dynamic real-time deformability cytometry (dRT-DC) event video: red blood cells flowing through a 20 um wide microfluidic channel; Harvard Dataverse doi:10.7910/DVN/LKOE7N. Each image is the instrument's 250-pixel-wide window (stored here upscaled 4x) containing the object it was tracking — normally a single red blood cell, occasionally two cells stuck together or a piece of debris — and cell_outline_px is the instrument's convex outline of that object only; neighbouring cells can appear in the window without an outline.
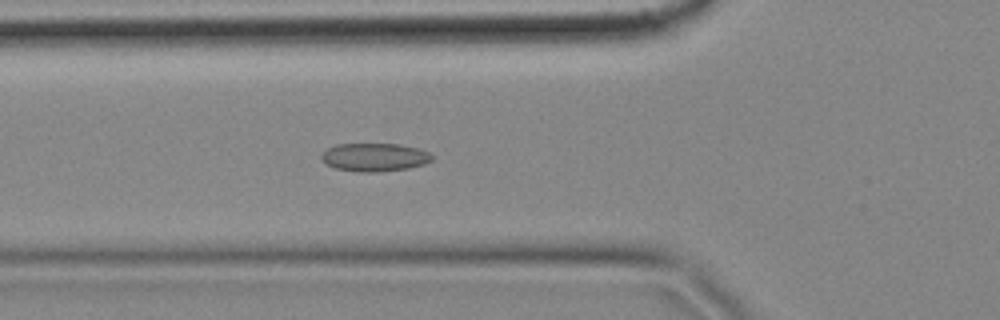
{"species": "common noctule bat (a hibernating species)", "species_latin": "Nyctalus noctula", "temperature_condition": "cold", "stored_images_in_passage": 42, "camera_frame_rate_fps": 3000, "um_per_image_px": 0.085, "animal": {"sex": "female", "body_mass_g": 18.4}, "frame": {"image": 1, "passage_image": 9, "time_ms": 2.667, "image_size_px": [1000, 320], "cell_outline_px": [[432, 160], [424, 164], [408, 168], [376, 172], [360, 172], [336, 168], [328, 164], [320, 156], [328, 148], [336, 144], [400, 144], [416, 148], [428, 152], [432, 156]], "centroid_in_image_um": [31.85, 13.36], "position_along_channel_um": 94.0, "area_um2": 17.92}}
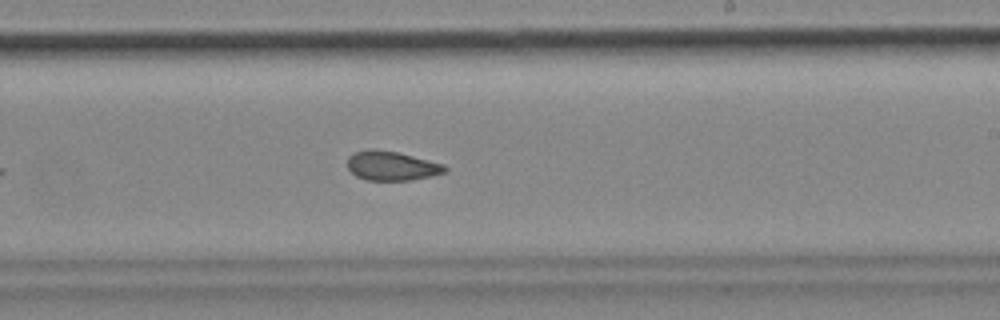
{"frame": {"image": 2, "passage_image": 23, "time_ms": 7.333, "image_size_px": [1000, 320], "cell_outline_px": [[448, 168], [444, 172], [432, 176], [412, 180], [368, 180], [356, 176], [348, 168], [348, 156], [352, 152], [368, 148], [372, 148], [400, 152], [444, 164]], "centroid_in_image_um": [33.28, 14.07], "position_along_channel_um": 255.7, "area_um2": 16.88}}
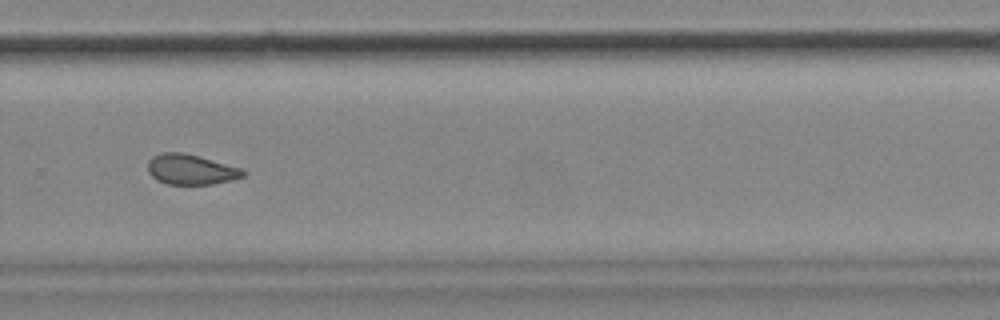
{"frame": {"image": 3, "passage_image": 28, "time_ms": 9.0, "image_size_px": [1000, 320], "cell_outline_px": [[248, 172], [244, 176], [212, 184], [168, 184], [156, 180], [148, 172], [148, 160], [152, 156], [164, 152], [180, 152], [244, 168]], "centroid_in_image_um": [16.22, 14.4], "position_along_channel_um": 313.6, "area_um2": 16.7}, "authors_computed_cell_mechanics": {"area_um2": 17.1088, "velocity_mm_per_s": 3.4723, "shape_relaxation_time_tau1_ms": null, "shape_relaxation_time_tau2_ms": 3.018, "deformation_change_tau1": null, "deformation_change_tau2": 0.0718}}